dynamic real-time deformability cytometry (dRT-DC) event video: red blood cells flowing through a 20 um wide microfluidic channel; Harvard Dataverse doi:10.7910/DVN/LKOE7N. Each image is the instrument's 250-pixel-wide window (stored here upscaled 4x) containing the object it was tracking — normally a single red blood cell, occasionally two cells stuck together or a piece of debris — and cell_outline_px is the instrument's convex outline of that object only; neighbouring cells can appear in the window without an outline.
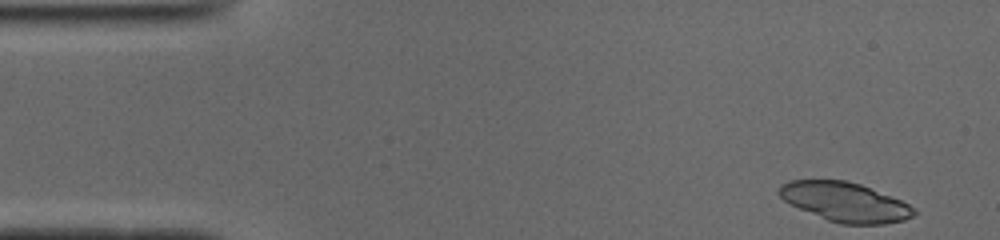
{"species": "common noctule bat (a hibernating species)", "species_latin": "Nyctalus noctula", "temperature_condition": "cold", "stored_images_in_passage": 48, "segment_of_instrument_passage": [1, 2], "camera_frame_rate_fps": 3000, "um_per_image_px": 0.085, "animal": {"sex": "male", "body_mass_g": 19.0, "forearm_length_mm": 50.8}, "frame": {"image": 1, "passage_image": 1, "time_ms": 0.0, "image_size_px": [1000, 240], "cell_outline_px": [[916, 212], [912, 216], [904, 220], [884, 224], [840, 224], [828, 220], [800, 208], [784, 200], [776, 192], [780, 184], [788, 180], [844, 180], [860, 184], [900, 200], [916, 208]], "centroid_in_image_um": [71.81, 17.16], "position_along_channel_um": 13.2, "area_um2": 30.63}}